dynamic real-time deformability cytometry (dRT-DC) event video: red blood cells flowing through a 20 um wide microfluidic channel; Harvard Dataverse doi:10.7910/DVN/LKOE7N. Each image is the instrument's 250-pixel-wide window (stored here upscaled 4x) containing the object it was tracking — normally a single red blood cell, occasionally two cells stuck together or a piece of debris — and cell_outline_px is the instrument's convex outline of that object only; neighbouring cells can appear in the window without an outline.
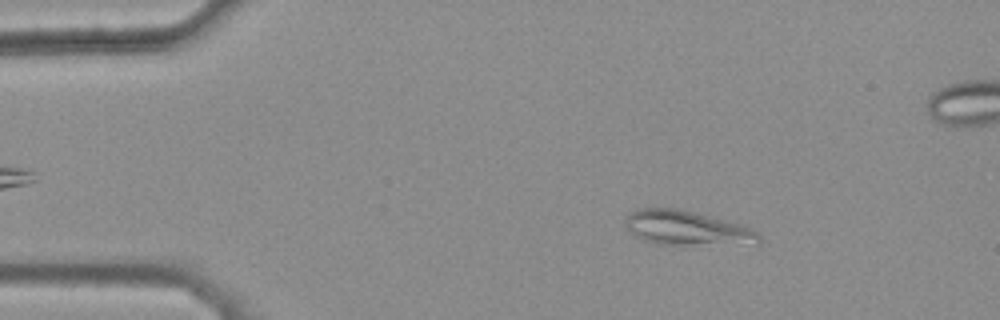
{"species": "common noctule bat (a hibernating species)", "species_latin": "Nyctalus noctula", "temperature_condition": "warm", "stored_images_in_passage": 43, "camera_frame_rate_fps": 3000, "um_per_image_px": 0.085, "animal": {"sex": "female", "body_mass_g": 25.1}, "frame": {"image": 1, "passage_image": 7, "time_ms": 2.0, "image_size_px": [1000, 320], "cell_outline_px": [[764, 240], [760, 244], [656, 244], [644, 240], [636, 236], [624, 224], [624, 216], [636, 208], [676, 208], [692, 212], [752, 228]], "centroid_in_image_um": [58.35, 19.39], "position_along_channel_um": 26.6, "area_um2": 26.59}}
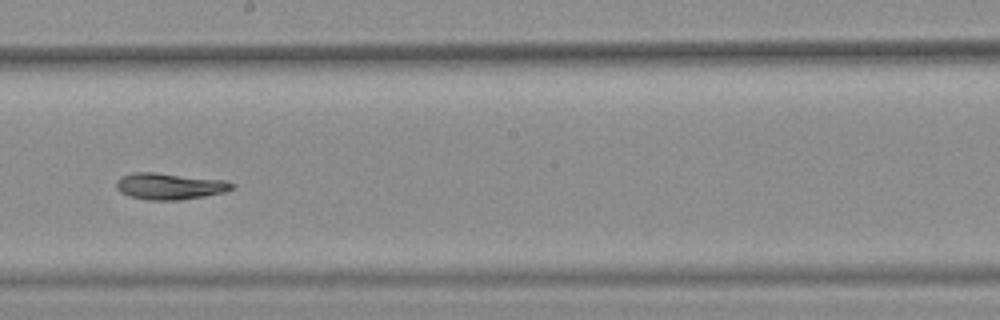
{"frame": {"image": 2, "passage_image": 28, "time_ms": 9.0, "image_size_px": [1000, 320], "cell_outline_px": [[236, 184], [232, 188], [224, 192], [204, 196], [180, 200], [148, 200], [128, 196], [120, 192], [116, 188], [116, 180], [120, 176], [136, 172], [156, 172], [224, 180]], "centroid_in_image_um": [14.38, 15.82], "position_along_channel_um": 233.8, "area_um2": 17.92}}
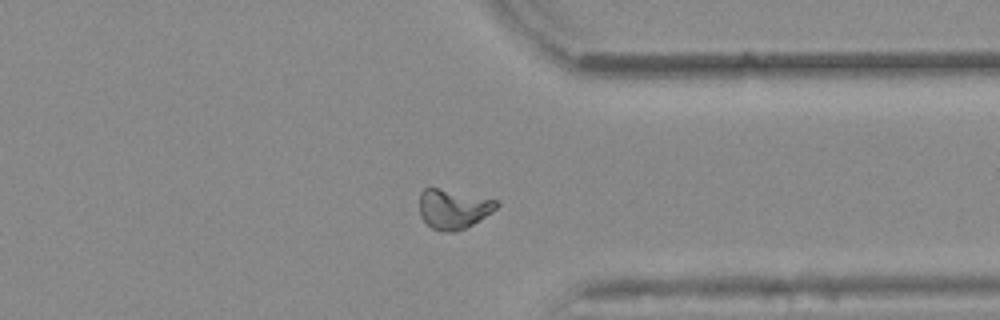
{"frame": {"image": 3, "passage_image": 39, "time_ms": 12.667, "image_size_px": [1000, 320], "cell_outline_px": [[500, 204], [492, 212], [472, 224], [464, 228], [452, 232], [444, 232], [432, 228], [420, 216], [420, 192], [424, 188], [436, 188], [496, 200]], "centroid_in_image_um": [38.51, 17.77], "position_along_channel_um": 372.9, "area_um2": 17.4}}